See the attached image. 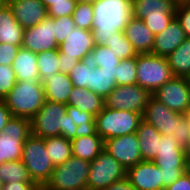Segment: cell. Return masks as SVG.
I'll return each instance as SVG.
<instances>
[{"mask_svg":"<svg viewBox=\"0 0 190 190\" xmlns=\"http://www.w3.org/2000/svg\"><path fill=\"white\" fill-rule=\"evenodd\" d=\"M93 5L94 45H105L114 33L124 31L132 17V0H98Z\"/></svg>","mask_w":190,"mask_h":190,"instance_id":"6da1fadb","label":"cell"},{"mask_svg":"<svg viewBox=\"0 0 190 190\" xmlns=\"http://www.w3.org/2000/svg\"><path fill=\"white\" fill-rule=\"evenodd\" d=\"M142 119L162 135H173L182 148L190 139V127L184 114L169 109L153 96L148 100Z\"/></svg>","mask_w":190,"mask_h":190,"instance_id":"7a4b0ae2","label":"cell"},{"mask_svg":"<svg viewBox=\"0 0 190 190\" xmlns=\"http://www.w3.org/2000/svg\"><path fill=\"white\" fill-rule=\"evenodd\" d=\"M3 100L12 116L31 120L46 100L43 83L40 80L17 81Z\"/></svg>","mask_w":190,"mask_h":190,"instance_id":"3957f363","label":"cell"},{"mask_svg":"<svg viewBox=\"0 0 190 190\" xmlns=\"http://www.w3.org/2000/svg\"><path fill=\"white\" fill-rule=\"evenodd\" d=\"M142 114L103 107L95 116L96 133L103 139H111L137 131Z\"/></svg>","mask_w":190,"mask_h":190,"instance_id":"277c9868","label":"cell"},{"mask_svg":"<svg viewBox=\"0 0 190 190\" xmlns=\"http://www.w3.org/2000/svg\"><path fill=\"white\" fill-rule=\"evenodd\" d=\"M90 162L71 156L55 166L44 187L49 190H87Z\"/></svg>","mask_w":190,"mask_h":190,"instance_id":"5b68a950","label":"cell"},{"mask_svg":"<svg viewBox=\"0 0 190 190\" xmlns=\"http://www.w3.org/2000/svg\"><path fill=\"white\" fill-rule=\"evenodd\" d=\"M47 154L45 139L31 134L25 140L21 160L38 186L45 185L55 167Z\"/></svg>","mask_w":190,"mask_h":190,"instance_id":"8992f818","label":"cell"},{"mask_svg":"<svg viewBox=\"0 0 190 190\" xmlns=\"http://www.w3.org/2000/svg\"><path fill=\"white\" fill-rule=\"evenodd\" d=\"M173 77L167 57L151 53L137 55V84L151 94Z\"/></svg>","mask_w":190,"mask_h":190,"instance_id":"52a82bcc","label":"cell"},{"mask_svg":"<svg viewBox=\"0 0 190 190\" xmlns=\"http://www.w3.org/2000/svg\"><path fill=\"white\" fill-rule=\"evenodd\" d=\"M31 135V121L12 116L0 133V164L22 158L23 144Z\"/></svg>","mask_w":190,"mask_h":190,"instance_id":"ba28073f","label":"cell"},{"mask_svg":"<svg viewBox=\"0 0 190 190\" xmlns=\"http://www.w3.org/2000/svg\"><path fill=\"white\" fill-rule=\"evenodd\" d=\"M67 105L45 100L31 121V134L43 139L64 136Z\"/></svg>","mask_w":190,"mask_h":190,"instance_id":"9c48e42d","label":"cell"},{"mask_svg":"<svg viewBox=\"0 0 190 190\" xmlns=\"http://www.w3.org/2000/svg\"><path fill=\"white\" fill-rule=\"evenodd\" d=\"M126 177V169L106 150L92 162L87 177V190H104Z\"/></svg>","mask_w":190,"mask_h":190,"instance_id":"30bf717a","label":"cell"},{"mask_svg":"<svg viewBox=\"0 0 190 190\" xmlns=\"http://www.w3.org/2000/svg\"><path fill=\"white\" fill-rule=\"evenodd\" d=\"M152 94L138 84L116 86L104 99V107L143 115Z\"/></svg>","mask_w":190,"mask_h":190,"instance_id":"8fae6325","label":"cell"},{"mask_svg":"<svg viewBox=\"0 0 190 190\" xmlns=\"http://www.w3.org/2000/svg\"><path fill=\"white\" fill-rule=\"evenodd\" d=\"M152 96L169 109L184 114L190 110V78L173 77Z\"/></svg>","mask_w":190,"mask_h":190,"instance_id":"7c38bea8","label":"cell"},{"mask_svg":"<svg viewBox=\"0 0 190 190\" xmlns=\"http://www.w3.org/2000/svg\"><path fill=\"white\" fill-rule=\"evenodd\" d=\"M136 132L104 140V150L126 170L143 161Z\"/></svg>","mask_w":190,"mask_h":190,"instance_id":"4fadbf2b","label":"cell"},{"mask_svg":"<svg viewBox=\"0 0 190 190\" xmlns=\"http://www.w3.org/2000/svg\"><path fill=\"white\" fill-rule=\"evenodd\" d=\"M21 47L34 53L58 49L55 40L54 18L46 17L39 24L25 28Z\"/></svg>","mask_w":190,"mask_h":190,"instance_id":"5bb4252c","label":"cell"},{"mask_svg":"<svg viewBox=\"0 0 190 190\" xmlns=\"http://www.w3.org/2000/svg\"><path fill=\"white\" fill-rule=\"evenodd\" d=\"M126 178L136 190H162L161 169L153 161H142L127 169Z\"/></svg>","mask_w":190,"mask_h":190,"instance_id":"9a60e30c","label":"cell"},{"mask_svg":"<svg viewBox=\"0 0 190 190\" xmlns=\"http://www.w3.org/2000/svg\"><path fill=\"white\" fill-rule=\"evenodd\" d=\"M17 22L25 29L39 24L47 17L41 0H6Z\"/></svg>","mask_w":190,"mask_h":190,"instance_id":"2e32d148","label":"cell"},{"mask_svg":"<svg viewBox=\"0 0 190 190\" xmlns=\"http://www.w3.org/2000/svg\"><path fill=\"white\" fill-rule=\"evenodd\" d=\"M185 39V33L177 18L174 17L164 31L154 35L151 54L168 57Z\"/></svg>","mask_w":190,"mask_h":190,"instance_id":"e0dca14e","label":"cell"},{"mask_svg":"<svg viewBox=\"0 0 190 190\" xmlns=\"http://www.w3.org/2000/svg\"><path fill=\"white\" fill-rule=\"evenodd\" d=\"M94 47L92 32L75 27L67 36L59 50L66 56L77 58L81 61Z\"/></svg>","mask_w":190,"mask_h":190,"instance_id":"ac0fdd59","label":"cell"},{"mask_svg":"<svg viewBox=\"0 0 190 190\" xmlns=\"http://www.w3.org/2000/svg\"><path fill=\"white\" fill-rule=\"evenodd\" d=\"M123 32L138 54L152 52L154 34L146 27L141 19L132 16Z\"/></svg>","mask_w":190,"mask_h":190,"instance_id":"d6986e66","label":"cell"},{"mask_svg":"<svg viewBox=\"0 0 190 190\" xmlns=\"http://www.w3.org/2000/svg\"><path fill=\"white\" fill-rule=\"evenodd\" d=\"M176 0H132V16L138 19L175 16Z\"/></svg>","mask_w":190,"mask_h":190,"instance_id":"ffe728a7","label":"cell"},{"mask_svg":"<svg viewBox=\"0 0 190 190\" xmlns=\"http://www.w3.org/2000/svg\"><path fill=\"white\" fill-rule=\"evenodd\" d=\"M24 28L15 19L7 3L0 7V43L21 46Z\"/></svg>","mask_w":190,"mask_h":190,"instance_id":"44dd1931","label":"cell"},{"mask_svg":"<svg viewBox=\"0 0 190 190\" xmlns=\"http://www.w3.org/2000/svg\"><path fill=\"white\" fill-rule=\"evenodd\" d=\"M42 83L46 100L67 105L70 93L74 87L69 74L59 72Z\"/></svg>","mask_w":190,"mask_h":190,"instance_id":"7402d4cb","label":"cell"},{"mask_svg":"<svg viewBox=\"0 0 190 190\" xmlns=\"http://www.w3.org/2000/svg\"><path fill=\"white\" fill-rule=\"evenodd\" d=\"M67 106L77 107L81 112H88L95 117L102 111L104 99L87 88L74 86L70 93Z\"/></svg>","mask_w":190,"mask_h":190,"instance_id":"603a6c76","label":"cell"},{"mask_svg":"<svg viewBox=\"0 0 190 190\" xmlns=\"http://www.w3.org/2000/svg\"><path fill=\"white\" fill-rule=\"evenodd\" d=\"M17 81L40 80L37 53L20 47L12 63Z\"/></svg>","mask_w":190,"mask_h":190,"instance_id":"cb8c5ba5","label":"cell"},{"mask_svg":"<svg viewBox=\"0 0 190 190\" xmlns=\"http://www.w3.org/2000/svg\"><path fill=\"white\" fill-rule=\"evenodd\" d=\"M136 134L143 161H153L159 151V138L162 134L144 120L139 123Z\"/></svg>","mask_w":190,"mask_h":190,"instance_id":"d4e9b609","label":"cell"},{"mask_svg":"<svg viewBox=\"0 0 190 190\" xmlns=\"http://www.w3.org/2000/svg\"><path fill=\"white\" fill-rule=\"evenodd\" d=\"M71 150L72 156L92 162L104 150V140L99 135L74 138Z\"/></svg>","mask_w":190,"mask_h":190,"instance_id":"484cf974","label":"cell"},{"mask_svg":"<svg viewBox=\"0 0 190 190\" xmlns=\"http://www.w3.org/2000/svg\"><path fill=\"white\" fill-rule=\"evenodd\" d=\"M167 60L174 77L190 78V38H186Z\"/></svg>","mask_w":190,"mask_h":190,"instance_id":"4316f807","label":"cell"},{"mask_svg":"<svg viewBox=\"0 0 190 190\" xmlns=\"http://www.w3.org/2000/svg\"><path fill=\"white\" fill-rule=\"evenodd\" d=\"M117 68H95L92 72L91 91L105 99L117 86Z\"/></svg>","mask_w":190,"mask_h":190,"instance_id":"83f0119b","label":"cell"},{"mask_svg":"<svg viewBox=\"0 0 190 190\" xmlns=\"http://www.w3.org/2000/svg\"><path fill=\"white\" fill-rule=\"evenodd\" d=\"M95 68H97L96 61L93 58V53L90 52L69 73L72 84L75 87L91 90L92 72Z\"/></svg>","mask_w":190,"mask_h":190,"instance_id":"f1b7e54d","label":"cell"},{"mask_svg":"<svg viewBox=\"0 0 190 190\" xmlns=\"http://www.w3.org/2000/svg\"><path fill=\"white\" fill-rule=\"evenodd\" d=\"M45 147L54 166L65 163L71 156V140L64 136L45 138Z\"/></svg>","mask_w":190,"mask_h":190,"instance_id":"f546056e","label":"cell"},{"mask_svg":"<svg viewBox=\"0 0 190 190\" xmlns=\"http://www.w3.org/2000/svg\"><path fill=\"white\" fill-rule=\"evenodd\" d=\"M37 66L41 82L59 73V48L37 53Z\"/></svg>","mask_w":190,"mask_h":190,"instance_id":"4dcf8cb0","label":"cell"},{"mask_svg":"<svg viewBox=\"0 0 190 190\" xmlns=\"http://www.w3.org/2000/svg\"><path fill=\"white\" fill-rule=\"evenodd\" d=\"M67 114L71 115L77 126L76 138L81 136L98 135L96 133L95 117L88 112H81L77 107L67 106Z\"/></svg>","mask_w":190,"mask_h":190,"instance_id":"1f68e13d","label":"cell"},{"mask_svg":"<svg viewBox=\"0 0 190 190\" xmlns=\"http://www.w3.org/2000/svg\"><path fill=\"white\" fill-rule=\"evenodd\" d=\"M0 179L6 182H33L22 160L0 164Z\"/></svg>","mask_w":190,"mask_h":190,"instance_id":"d6a6232c","label":"cell"},{"mask_svg":"<svg viewBox=\"0 0 190 190\" xmlns=\"http://www.w3.org/2000/svg\"><path fill=\"white\" fill-rule=\"evenodd\" d=\"M105 46H107L120 60L130 59L138 55L123 31L114 33Z\"/></svg>","mask_w":190,"mask_h":190,"instance_id":"836d02e7","label":"cell"},{"mask_svg":"<svg viewBox=\"0 0 190 190\" xmlns=\"http://www.w3.org/2000/svg\"><path fill=\"white\" fill-rule=\"evenodd\" d=\"M153 162L161 170H187L184 151L157 153Z\"/></svg>","mask_w":190,"mask_h":190,"instance_id":"e575fe53","label":"cell"},{"mask_svg":"<svg viewBox=\"0 0 190 190\" xmlns=\"http://www.w3.org/2000/svg\"><path fill=\"white\" fill-rule=\"evenodd\" d=\"M137 84V56L123 59L117 66V86Z\"/></svg>","mask_w":190,"mask_h":190,"instance_id":"d590c367","label":"cell"},{"mask_svg":"<svg viewBox=\"0 0 190 190\" xmlns=\"http://www.w3.org/2000/svg\"><path fill=\"white\" fill-rule=\"evenodd\" d=\"M47 8V16L58 18L72 15L76 8L77 0H41Z\"/></svg>","mask_w":190,"mask_h":190,"instance_id":"8d00e7d4","label":"cell"},{"mask_svg":"<svg viewBox=\"0 0 190 190\" xmlns=\"http://www.w3.org/2000/svg\"><path fill=\"white\" fill-rule=\"evenodd\" d=\"M75 27L92 30L93 5L90 3L77 2L72 14Z\"/></svg>","mask_w":190,"mask_h":190,"instance_id":"74e56055","label":"cell"},{"mask_svg":"<svg viewBox=\"0 0 190 190\" xmlns=\"http://www.w3.org/2000/svg\"><path fill=\"white\" fill-rule=\"evenodd\" d=\"M92 53L98 68H117L121 61L105 45H94Z\"/></svg>","mask_w":190,"mask_h":190,"instance_id":"f35d334b","label":"cell"},{"mask_svg":"<svg viewBox=\"0 0 190 190\" xmlns=\"http://www.w3.org/2000/svg\"><path fill=\"white\" fill-rule=\"evenodd\" d=\"M75 28L72 15L54 18L55 40L58 44H62L71 31Z\"/></svg>","mask_w":190,"mask_h":190,"instance_id":"ab89813d","label":"cell"},{"mask_svg":"<svg viewBox=\"0 0 190 190\" xmlns=\"http://www.w3.org/2000/svg\"><path fill=\"white\" fill-rule=\"evenodd\" d=\"M17 82L12 65H0V99H4Z\"/></svg>","mask_w":190,"mask_h":190,"instance_id":"60d3db41","label":"cell"},{"mask_svg":"<svg viewBox=\"0 0 190 190\" xmlns=\"http://www.w3.org/2000/svg\"><path fill=\"white\" fill-rule=\"evenodd\" d=\"M175 17L179 21L186 38H190V5L185 1L177 2Z\"/></svg>","mask_w":190,"mask_h":190,"instance_id":"b9f144b4","label":"cell"},{"mask_svg":"<svg viewBox=\"0 0 190 190\" xmlns=\"http://www.w3.org/2000/svg\"><path fill=\"white\" fill-rule=\"evenodd\" d=\"M175 16H163L156 18L145 17L142 19L146 27L154 34L164 31Z\"/></svg>","mask_w":190,"mask_h":190,"instance_id":"7bdbcfd3","label":"cell"},{"mask_svg":"<svg viewBox=\"0 0 190 190\" xmlns=\"http://www.w3.org/2000/svg\"><path fill=\"white\" fill-rule=\"evenodd\" d=\"M20 47L21 46L0 43V65H12Z\"/></svg>","mask_w":190,"mask_h":190,"instance_id":"ee69618b","label":"cell"},{"mask_svg":"<svg viewBox=\"0 0 190 190\" xmlns=\"http://www.w3.org/2000/svg\"><path fill=\"white\" fill-rule=\"evenodd\" d=\"M174 151H184L173 135H162L159 138V151L157 153H167Z\"/></svg>","mask_w":190,"mask_h":190,"instance_id":"f6af8a7d","label":"cell"},{"mask_svg":"<svg viewBox=\"0 0 190 190\" xmlns=\"http://www.w3.org/2000/svg\"><path fill=\"white\" fill-rule=\"evenodd\" d=\"M78 62L80 61L77 58L66 56L59 50V70L61 73L69 74Z\"/></svg>","mask_w":190,"mask_h":190,"instance_id":"bcb514c9","label":"cell"},{"mask_svg":"<svg viewBox=\"0 0 190 190\" xmlns=\"http://www.w3.org/2000/svg\"><path fill=\"white\" fill-rule=\"evenodd\" d=\"M185 171L187 170H161L162 190H165L167 186L173 184Z\"/></svg>","mask_w":190,"mask_h":190,"instance_id":"7dc6e473","label":"cell"},{"mask_svg":"<svg viewBox=\"0 0 190 190\" xmlns=\"http://www.w3.org/2000/svg\"><path fill=\"white\" fill-rule=\"evenodd\" d=\"M39 186L34 182H6L2 190H38Z\"/></svg>","mask_w":190,"mask_h":190,"instance_id":"c3c4849f","label":"cell"},{"mask_svg":"<svg viewBox=\"0 0 190 190\" xmlns=\"http://www.w3.org/2000/svg\"><path fill=\"white\" fill-rule=\"evenodd\" d=\"M165 190H190V174L185 171L173 184L167 186Z\"/></svg>","mask_w":190,"mask_h":190,"instance_id":"681fc988","label":"cell"},{"mask_svg":"<svg viewBox=\"0 0 190 190\" xmlns=\"http://www.w3.org/2000/svg\"><path fill=\"white\" fill-rule=\"evenodd\" d=\"M77 129L76 124L74 123V120L71 115H68L66 113V123H65V128H64V137L72 140L76 138V132L75 130Z\"/></svg>","mask_w":190,"mask_h":190,"instance_id":"f907efd6","label":"cell"},{"mask_svg":"<svg viewBox=\"0 0 190 190\" xmlns=\"http://www.w3.org/2000/svg\"><path fill=\"white\" fill-rule=\"evenodd\" d=\"M12 117L10 110L3 99H0V133L6 126L8 120Z\"/></svg>","mask_w":190,"mask_h":190,"instance_id":"816d5d0a","label":"cell"},{"mask_svg":"<svg viewBox=\"0 0 190 190\" xmlns=\"http://www.w3.org/2000/svg\"><path fill=\"white\" fill-rule=\"evenodd\" d=\"M104 190H136L128 179L125 177L122 180L113 182L109 187L105 188Z\"/></svg>","mask_w":190,"mask_h":190,"instance_id":"f5cc1de1","label":"cell"},{"mask_svg":"<svg viewBox=\"0 0 190 190\" xmlns=\"http://www.w3.org/2000/svg\"><path fill=\"white\" fill-rule=\"evenodd\" d=\"M184 154H185L186 163L188 164L190 162V139L187 145L184 147Z\"/></svg>","mask_w":190,"mask_h":190,"instance_id":"db71d44e","label":"cell"},{"mask_svg":"<svg viewBox=\"0 0 190 190\" xmlns=\"http://www.w3.org/2000/svg\"><path fill=\"white\" fill-rule=\"evenodd\" d=\"M78 2H83V3H90V4H94L96 3L98 0H77Z\"/></svg>","mask_w":190,"mask_h":190,"instance_id":"11a10c76","label":"cell"},{"mask_svg":"<svg viewBox=\"0 0 190 190\" xmlns=\"http://www.w3.org/2000/svg\"><path fill=\"white\" fill-rule=\"evenodd\" d=\"M184 116L187 119V123L189 124V127H190V110L184 113Z\"/></svg>","mask_w":190,"mask_h":190,"instance_id":"9f6ffc18","label":"cell"},{"mask_svg":"<svg viewBox=\"0 0 190 190\" xmlns=\"http://www.w3.org/2000/svg\"><path fill=\"white\" fill-rule=\"evenodd\" d=\"M187 172L190 174V162L187 164Z\"/></svg>","mask_w":190,"mask_h":190,"instance_id":"6f0895ef","label":"cell"},{"mask_svg":"<svg viewBox=\"0 0 190 190\" xmlns=\"http://www.w3.org/2000/svg\"><path fill=\"white\" fill-rule=\"evenodd\" d=\"M38 190H49V189H46L44 186H39Z\"/></svg>","mask_w":190,"mask_h":190,"instance_id":"680465c9","label":"cell"},{"mask_svg":"<svg viewBox=\"0 0 190 190\" xmlns=\"http://www.w3.org/2000/svg\"><path fill=\"white\" fill-rule=\"evenodd\" d=\"M4 3H6V0H0V7H1Z\"/></svg>","mask_w":190,"mask_h":190,"instance_id":"91938a15","label":"cell"},{"mask_svg":"<svg viewBox=\"0 0 190 190\" xmlns=\"http://www.w3.org/2000/svg\"><path fill=\"white\" fill-rule=\"evenodd\" d=\"M3 189V182H2V180L0 179V190H2Z\"/></svg>","mask_w":190,"mask_h":190,"instance_id":"94428289","label":"cell"},{"mask_svg":"<svg viewBox=\"0 0 190 190\" xmlns=\"http://www.w3.org/2000/svg\"><path fill=\"white\" fill-rule=\"evenodd\" d=\"M185 2L190 5V0H186Z\"/></svg>","mask_w":190,"mask_h":190,"instance_id":"6125c7cd","label":"cell"}]
</instances>
